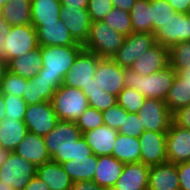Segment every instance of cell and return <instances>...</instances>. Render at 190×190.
<instances>
[{
	"label": "cell",
	"mask_w": 190,
	"mask_h": 190,
	"mask_svg": "<svg viewBox=\"0 0 190 190\" xmlns=\"http://www.w3.org/2000/svg\"><path fill=\"white\" fill-rule=\"evenodd\" d=\"M44 140L50 157L59 164L92 155L90 146L73 121L59 120Z\"/></svg>",
	"instance_id": "6da1fadb"
},
{
	"label": "cell",
	"mask_w": 190,
	"mask_h": 190,
	"mask_svg": "<svg viewBox=\"0 0 190 190\" xmlns=\"http://www.w3.org/2000/svg\"><path fill=\"white\" fill-rule=\"evenodd\" d=\"M175 75L176 71L170 64L162 70L147 76H142L131 68H125L124 84L125 87L140 92L146 99L165 101L172 87Z\"/></svg>",
	"instance_id": "7a4b0ae2"
},
{
	"label": "cell",
	"mask_w": 190,
	"mask_h": 190,
	"mask_svg": "<svg viewBox=\"0 0 190 190\" xmlns=\"http://www.w3.org/2000/svg\"><path fill=\"white\" fill-rule=\"evenodd\" d=\"M83 45L40 47L43 67L38 76L46 80L63 81Z\"/></svg>",
	"instance_id": "3957f363"
},
{
	"label": "cell",
	"mask_w": 190,
	"mask_h": 190,
	"mask_svg": "<svg viewBox=\"0 0 190 190\" xmlns=\"http://www.w3.org/2000/svg\"><path fill=\"white\" fill-rule=\"evenodd\" d=\"M38 47L37 31L31 24L11 26L10 31L0 40V59L8 63Z\"/></svg>",
	"instance_id": "277c9868"
},
{
	"label": "cell",
	"mask_w": 190,
	"mask_h": 190,
	"mask_svg": "<svg viewBox=\"0 0 190 190\" xmlns=\"http://www.w3.org/2000/svg\"><path fill=\"white\" fill-rule=\"evenodd\" d=\"M125 37L103 21H94L83 47L101 58H112L123 45Z\"/></svg>",
	"instance_id": "5b68a950"
},
{
	"label": "cell",
	"mask_w": 190,
	"mask_h": 190,
	"mask_svg": "<svg viewBox=\"0 0 190 190\" xmlns=\"http://www.w3.org/2000/svg\"><path fill=\"white\" fill-rule=\"evenodd\" d=\"M59 120L76 122L88 106L87 96L81 89L61 85L51 99Z\"/></svg>",
	"instance_id": "8992f818"
},
{
	"label": "cell",
	"mask_w": 190,
	"mask_h": 190,
	"mask_svg": "<svg viewBox=\"0 0 190 190\" xmlns=\"http://www.w3.org/2000/svg\"><path fill=\"white\" fill-rule=\"evenodd\" d=\"M37 167L21 156L10 152L5 163L0 167V181L14 190H24L36 175Z\"/></svg>",
	"instance_id": "52a82bcc"
},
{
	"label": "cell",
	"mask_w": 190,
	"mask_h": 190,
	"mask_svg": "<svg viewBox=\"0 0 190 190\" xmlns=\"http://www.w3.org/2000/svg\"><path fill=\"white\" fill-rule=\"evenodd\" d=\"M138 115L145 131L167 132L173 121V114L160 99H145Z\"/></svg>",
	"instance_id": "ba28073f"
},
{
	"label": "cell",
	"mask_w": 190,
	"mask_h": 190,
	"mask_svg": "<svg viewBox=\"0 0 190 190\" xmlns=\"http://www.w3.org/2000/svg\"><path fill=\"white\" fill-rule=\"evenodd\" d=\"M156 43L154 34L132 32L112 59L122 68H131L143 53Z\"/></svg>",
	"instance_id": "9c48e42d"
},
{
	"label": "cell",
	"mask_w": 190,
	"mask_h": 190,
	"mask_svg": "<svg viewBox=\"0 0 190 190\" xmlns=\"http://www.w3.org/2000/svg\"><path fill=\"white\" fill-rule=\"evenodd\" d=\"M99 58L100 57L97 54L83 49L75 58V61L65 75L62 84L78 89L86 87L92 82V78L95 77Z\"/></svg>",
	"instance_id": "30bf717a"
},
{
	"label": "cell",
	"mask_w": 190,
	"mask_h": 190,
	"mask_svg": "<svg viewBox=\"0 0 190 190\" xmlns=\"http://www.w3.org/2000/svg\"><path fill=\"white\" fill-rule=\"evenodd\" d=\"M28 132L44 137L51 132L59 121L51 101L27 105L23 119Z\"/></svg>",
	"instance_id": "8fae6325"
},
{
	"label": "cell",
	"mask_w": 190,
	"mask_h": 190,
	"mask_svg": "<svg viewBox=\"0 0 190 190\" xmlns=\"http://www.w3.org/2000/svg\"><path fill=\"white\" fill-rule=\"evenodd\" d=\"M154 36L157 43L169 49L177 43L190 41V14L176 12Z\"/></svg>",
	"instance_id": "7c38bea8"
},
{
	"label": "cell",
	"mask_w": 190,
	"mask_h": 190,
	"mask_svg": "<svg viewBox=\"0 0 190 190\" xmlns=\"http://www.w3.org/2000/svg\"><path fill=\"white\" fill-rule=\"evenodd\" d=\"M166 136L167 132L144 131L139 136L140 162L149 167L168 162Z\"/></svg>",
	"instance_id": "4fadbf2b"
},
{
	"label": "cell",
	"mask_w": 190,
	"mask_h": 190,
	"mask_svg": "<svg viewBox=\"0 0 190 190\" xmlns=\"http://www.w3.org/2000/svg\"><path fill=\"white\" fill-rule=\"evenodd\" d=\"M125 68L119 66L112 58H99L95 79L99 88L117 96L124 88Z\"/></svg>",
	"instance_id": "5bb4252c"
},
{
	"label": "cell",
	"mask_w": 190,
	"mask_h": 190,
	"mask_svg": "<svg viewBox=\"0 0 190 190\" xmlns=\"http://www.w3.org/2000/svg\"><path fill=\"white\" fill-rule=\"evenodd\" d=\"M168 162L179 164L190 161V129L172 121L166 136Z\"/></svg>",
	"instance_id": "9a60e30c"
},
{
	"label": "cell",
	"mask_w": 190,
	"mask_h": 190,
	"mask_svg": "<svg viewBox=\"0 0 190 190\" xmlns=\"http://www.w3.org/2000/svg\"><path fill=\"white\" fill-rule=\"evenodd\" d=\"M60 19L69 29L73 39L83 45L88 38L89 29L92 24L88 9L62 7Z\"/></svg>",
	"instance_id": "2e32d148"
},
{
	"label": "cell",
	"mask_w": 190,
	"mask_h": 190,
	"mask_svg": "<svg viewBox=\"0 0 190 190\" xmlns=\"http://www.w3.org/2000/svg\"><path fill=\"white\" fill-rule=\"evenodd\" d=\"M169 48L155 43L131 66L136 73L147 76L158 72L170 64Z\"/></svg>",
	"instance_id": "e0dca14e"
},
{
	"label": "cell",
	"mask_w": 190,
	"mask_h": 190,
	"mask_svg": "<svg viewBox=\"0 0 190 190\" xmlns=\"http://www.w3.org/2000/svg\"><path fill=\"white\" fill-rule=\"evenodd\" d=\"M37 31L39 46H73L77 43L70 35L69 29L60 19L57 22L44 23V25H32Z\"/></svg>",
	"instance_id": "ac0fdd59"
},
{
	"label": "cell",
	"mask_w": 190,
	"mask_h": 190,
	"mask_svg": "<svg viewBox=\"0 0 190 190\" xmlns=\"http://www.w3.org/2000/svg\"><path fill=\"white\" fill-rule=\"evenodd\" d=\"M15 154L34 164L36 167L52 160L44 137L28 132L24 140L14 149Z\"/></svg>",
	"instance_id": "d6986e66"
},
{
	"label": "cell",
	"mask_w": 190,
	"mask_h": 190,
	"mask_svg": "<svg viewBox=\"0 0 190 190\" xmlns=\"http://www.w3.org/2000/svg\"><path fill=\"white\" fill-rule=\"evenodd\" d=\"M180 189L177 164L165 162L149 167L148 190Z\"/></svg>",
	"instance_id": "ffe728a7"
},
{
	"label": "cell",
	"mask_w": 190,
	"mask_h": 190,
	"mask_svg": "<svg viewBox=\"0 0 190 190\" xmlns=\"http://www.w3.org/2000/svg\"><path fill=\"white\" fill-rule=\"evenodd\" d=\"M149 166L142 162L125 164L113 190H148Z\"/></svg>",
	"instance_id": "44dd1931"
},
{
	"label": "cell",
	"mask_w": 190,
	"mask_h": 190,
	"mask_svg": "<svg viewBox=\"0 0 190 190\" xmlns=\"http://www.w3.org/2000/svg\"><path fill=\"white\" fill-rule=\"evenodd\" d=\"M117 135V130L106 125L82 133L92 154L96 156H111Z\"/></svg>",
	"instance_id": "7402d4cb"
},
{
	"label": "cell",
	"mask_w": 190,
	"mask_h": 190,
	"mask_svg": "<svg viewBox=\"0 0 190 190\" xmlns=\"http://www.w3.org/2000/svg\"><path fill=\"white\" fill-rule=\"evenodd\" d=\"M125 164L111 156H98L93 182L100 187L113 189L121 176Z\"/></svg>",
	"instance_id": "603a6c76"
},
{
	"label": "cell",
	"mask_w": 190,
	"mask_h": 190,
	"mask_svg": "<svg viewBox=\"0 0 190 190\" xmlns=\"http://www.w3.org/2000/svg\"><path fill=\"white\" fill-rule=\"evenodd\" d=\"M62 83L63 81L40 78L37 74L32 79H28L27 88L25 89L22 98L27 105L51 101L55 91L62 85Z\"/></svg>",
	"instance_id": "cb8c5ba5"
},
{
	"label": "cell",
	"mask_w": 190,
	"mask_h": 190,
	"mask_svg": "<svg viewBox=\"0 0 190 190\" xmlns=\"http://www.w3.org/2000/svg\"><path fill=\"white\" fill-rule=\"evenodd\" d=\"M36 176L46 183L50 190H71L73 184L61 164L53 160L38 166Z\"/></svg>",
	"instance_id": "d4e9b609"
},
{
	"label": "cell",
	"mask_w": 190,
	"mask_h": 190,
	"mask_svg": "<svg viewBox=\"0 0 190 190\" xmlns=\"http://www.w3.org/2000/svg\"><path fill=\"white\" fill-rule=\"evenodd\" d=\"M7 65L8 71L25 79H32L43 67L40 47L30 51L26 55H21L10 60Z\"/></svg>",
	"instance_id": "484cf974"
},
{
	"label": "cell",
	"mask_w": 190,
	"mask_h": 190,
	"mask_svg": "<svg viewBox=\"0 0 190 190\" xmlns=\"http://www.w3.org/2000/svg\"><path fill=\"white\" fill-rule=\"evenodd\" d=\"M27 133L28 128L24 121L4 118L0 122V146L9 152H13L24 140Z\"/></svg>",
	"instance_id": "4316f807"
},
{
	"label": "cell",
	"mask_w": 190,
	"mask_h": 190,
	"mask_svg": "<svg viewBox=\"0 0 190 190\" xmlns=\"http://www.w3.org/2000/svg\"><path fill=\"white\" fill-rule=\"evenodd\" d=\"M98 156L76 158L61 164L73 182L92 181L97 168Z\"/></svg>",
	"instance_id": "83f0119b"
},
{
	"label": "cell",
	"mask_w": 190,
	"mask_h": 190,
	"mask_svg": "<svg viewBox=\"0 0 190 190\" xmlns=\"http://www.w3.org/2000/svg\"><path fill=\"white\" fill-rule=\"evenodd\" d=\"M61 9L60 0H31V25L59 21Z\"/></svg>",
	"instance_id": "f1b7e54d"
},
{
	"label": "cell",
	"mask_w": 190,
	"mask_h": 190,
	"mask_svg": "<svg viewBox=\"0 0 190 190\" xmlns=\"http://www.w3.org/2000/svg\"><path fill=\"white\" fill-rule=\"evenodd\" d=\"M0 15L11 26L31 24V0H9L0 8Z\"/></svg>",
	"instance_id": "f546056e"
},
{
	"label": "cell",
	"mask_w": 190,
	"mask_h": 190,
	"mask_svg": "<svg viewBox=\"0 0 190 190\" xmlns=\"http://www.w3.org/2000/svg\"><path fill=\"white\" fill-rule=\"evenodd\" d=\"M141 145L139 138L118 133L112 156L124 164L140 162Z\"/></svg>",
	"instance_id": "4dcf8cb0"
},
{
	"label": "cell",
	"mask_w": 190,
	"mask_h": 190,
	"mask_svg": "<svg viewBox=\"0 0 190 190\" xmlns=\"http://www.w3.org/2000/svg\"><path fill=\"white\" fill-rule=\"evenodd\" d=\"M132 32L152 34V8L150 0H136L130 10Z\"/></svg>",
	"instance_id": "1f68e13d"
},
{
	"label": "cell",
	"mask_w": 190,
	"mask_h": 190,
	"mask_svg": "<svg viewBox=\"0 0 190 190\" xmlns=\"http://www.w3.org/2000/svg\"><path fill=\"white\" fill-rule=\"evenodd\" d=\"M165 103L172 114L190 105V81H182L176 74Z\"/></svg>",
	"instance_id": "d6a6232c"
},
{
	"label": "cell",
	"mask_w": 190,
	"mask_h": 190,
	"mask_svg": "<svg viewBox=\"0 0 190 190\" xmlns=\"http://www.w3.org/2000/svg\"><path fill=\"white\" fill-rule=\"evenodd\" d=\"M103 22L124 36H128L132 33V21L128 11L113 7Z\"/></svg>",
	"instance_id": "836d02e7"
},
{
	"label": "cell",
	"mask_w": 190,
	"mask_h": 190,
	"mask_svg": "<svg viewBox=\"0 0 190 190\" xmlns=\"http://www.w3.org/2000/svg\"><path fill=\"white\" fill-rule=\"evenodd\" d=\"M170 65L174 70H190V41H183L169 49Z\"/></svg>",
	"instance_id": "e575fe53"
},
{
	"label": "cell",
	"mask_w": 190,
	"mask_h": 190,
	"mask_svg": "<svg viewBox=\"0 0 190 190\" xmlns=\"http://www.w3.org/2000/svg\"><path fill=\"white\" fill-rule=\"evenodd\" d=\"M152 8V34L176 13L167 0H150Z\"/></svg>",
	"instance_id": "d590c367"
},
{
	"label": "cell",
	"mask_w": 190,
	"mask_h": 190,
	"mask_svg": "<svg viewBox=\"0 0 190 190\" xmlns=\"http://www.w3.org/2000/svg\"><path fill=\"white\" fill-rule=\"evenodd\" d=\"M145 97L135 89L125 87L117 95V104H119L127 113H138L142 107Z\"/></svg>",
	"instance_id": "8d00e7d4"
},
{
	"label": "cell",
	"mask_w": 190,
	"mask_h": 190,
	"mask_svg": "<svg viewBox=\"0 0 190 190\" xmlns=\"http://www.w3.org/2000/svg\"><path fill=\"white\" fill-rule=\"evenodd\" d=\"M28 79L7 71L0 86V93L3 95H14L23 97L27 88Z\"/></svg>",
	"instance_id": "74e56055"
},
{
	"label": "cell",
	"mask_w": 190,
	"mask_h": 190,
	"mask_svg": "<svg viewBox=\"0 0 190 190\" xmlns=\"http://www.w3.org/2000/svg\"><path fill=\"white\" fill-rule=\"evenodd\" d=\"M87 96L88 106L98 111H105L117 104V96L103 90L83 91Z\"/></svg>",
	"instance_id": "f35d334b"
},
{
	"label": "cell",
	"mask_w": 190,
	"mask_h": 190,
	"mask_svg": "<svg viewBox=\"0 0 190 190\" xmlns=\"http://www.w3.org/2000/svg\"><path fill=\"white\" fill-rule=\"evenodd\" d=\"M75 123L81 133L96 129L104 125L102 112L88 107Z\"/></svg>",
	"instance_id": "ab89813d"
},
{
	"label": "cell",
	"mask_w": 190,
	"mask_h": 190,
	"mask_svg": "<svg viewBox=\"0 0 190 190\" xmlns=\"http://www.w3.org/2000/svg\"><path fill=\"white\" fill-rule=\"evenodd\" d=\"M6 106L5 119L23 121L27 104L21 97L14 95H3Z\"/></svg>",
	"instance_id": "60d3db41"
},
{
	"label": "cell",
	"mask_w": 190,
	"mask_h": 190,
	"mask_svg": "<svg viewBox=\"0 0 190 190\" xmlns=\"http://www.w3.org/2000/svg\"><path fill=\"white\" fill-rule=\"evenodd\" d=\"M102 115L104 125L118 131L123 126L124 116H127L128 113L119 104H116L103 111Z\"/></svg>",
	"instance_id": "b9f144b4"
},
{
	"label": "cell",
	"mask_w": 190,
	"mask_h": 190,
	"mask_svg": "<svg viewBox=\"0 0 190 190\" xmlns=\"http://www.w3.org/2000/svg\"><path fill=\"white\" fill-rule=\"evenodd\" d=\"M144 131L138 113H128L127 116H124L123 126L120 127L118 133L139 138Z\"/></svg>",
	"instance_id": "7bdbcfd3"
},
{
	"label": "cell",
	"mask_w": 190,
	"mask_h": 190,
	"mask_svg": "<svg viewBox=\"0 0 190 190\" xmlns=\"http://www.w3.org/2000/svg\"><path fill=\"white\" fill-rule=\"evenodd\" d=\"M87 9L92 22L103 21L113 9L112 0H89Z\"/></svg>",
	"instance_id": "ee69618b"
},
{
	"label": "cell",
	"mask_w": 190,
	"mask_h": 190,
	"mask_svg": "<svg viewBox=\"0 0 190 190\" xmlns=\"http://www.w3.org/2000/svg\"><path fill=\"white\" fill-rule=\"evenodd\" d=\"M180 190H190V161L177 164Z\"/></svg>",
	"instance_id": "f6af8a7d"
},
{
	"label": "cell",
	"mask_w": 190,
	"mask_h": 190,
	"mask_svg": "<svg viewBox=\"0 0 190 190\" xmlns=\"http://www.w3.org/2000/svg\"><path fill=\"white\" fill-rule=\"evenodd\" d=\"M173 121L183 128L190 129V105L176 111L173 114Z\"/></svg>",
	"instance_id": "bcb514c9"
},
{
	"label": "cell",
	"mask_w": 190,
	"mask_h": 190,
	"mask_svg": "<svg viewBox=\"0 0 190 190\" xmlns=\"http://www.w3.org/2000/svg\"><path fill=\"white\" fill-rule=\"evenodd\" d=\"M175 12L190 14V0H167Z\"/></svg>",
	"instance_id": "7dc6e473"
},
{
	"label": "cell",
	"mask_w": 190,
	"mask_h": 190,
	"mask_svg": "<svg viewBox=\"0 0 190 190\" xmlns=\"http://www.w3.org/2000/svg\"><path fill=\"white\" fill-rule=\"evenodd\" d=\"M71 190H106V189L98 186L93 181H80V182H73Z\"/></svg>",
	"instance_id": "c3c4849f"
},
{
	"label": "cell",
	"mask_w": 190,
	"mask_h": 190,
	"mask_svg": "<svg viewBox=\"0 0 190 190\" xmlns=\"http://www.w3.org/2000/svg\"><path fill=\"white\" fill-rule=\"evenodd\" d=\"M24 190H50V188L35 175L25 186Z\"/></svg>",
	"instance_id": "681fc988"
},
{
	"label": "cell",
	"mask_w": 190,
	"mask_h": 190,
	"mask_svg": "<svg viewBox=\"0 0 190 190\" xmlns=\"http://www.w3.org/2000/svg\"><path fill=\"white\" fill-rule=\"evenodd\" d=\"M62 7L87 9L89 0H60Z\"/></svg>",
	"instance_id": "f907efd6"
},
{
	"label": "cell",
	"mask_w": 190,
	"mask_h": 190,
	"mask_svg": "<svg viewBox=\"0 0 190 190\" xmlns=\"http://www.w3.org/2000/svg\"><path fill=\"white\" fill-rule=\"evenodd\" d=\"M136 0H112L113 7L130 12Z\"/></svg>",
	"instance_id": "816d5d0a"
},
{
	"label": "cell",
	"mask_w": 190,
	"mask_h": 190,
	"mask_svg": "<svg viewBox=\"0 0 190 190\" xmlns=\"http://www.w3.org/2000/svg\"><path fill=\"white\" fill-rule=\"evenodd\" d=\"M11 25L0 15V40L10 31Z\"/></svg>",
	"instance_id": "f5cc1de1"
},
{
	"label": "cell",
	"mask_w": 190,
	"mask_h": 190,
	"mask_svg": "<svg viewBox=\"0 0 190 190\" xmlns=\"http://www.w3.org/2000/svg\"><path fill=\"white\" fill-rule=\"evenodd\" d=\"M7 71H8L7 62L0 59V86H1L3 78L5 77V74L7 73Z\"/></svg>",
	"instance_id": "db71d44e"
},
{
	"label": "cell",
	"mask_w": 190,
	"mask_h": 190,
	"mask_svg": "<svg viewBox=\"0 0 190 190\" xmlns=\"http://www.w3.org/2000/svg\"><path fill=\"white\" fill-rule=\"evenodd\" d=\"M82 91H94V90H101L97 84V81L94 78H92V82H90L86 87H83L81 89Z\"/></svg>",
	"instance_id": "11a10c76"
},
{
	"label": "cell",
	"mask_w": 190,
	"mask_h": 190,
	"mask_svg": "<svg viewBox=\"0 0 190 190\" xmlns=\"http://www.w3.org/2000/svg\"><path fill=\"white\" fill-rule=\"evenodd\" d=\"M6 117V106L3 94L0 93V122Z\"/></svg>",
	"instance_id": "9f6ffc18"
},
{
	"label": "cell",
	"mask_w": 190,
	"mask_h": 190,
	"mask_svg": "<svg viewBox=\"0 0 190 190\" xmlns=\"http://www.w3.org/2000/svg\"><path fill=\"white\" fill-rule=\"evenodd\" d=\"M182 81H190V70H175Z\"/></svg>",
	"instance_id": "6f0895ef"
},
{
	"label": "cell",
	"mask_w": 190,
	"mask_h": 190,
	"mask_svg": "<svg viewBox=\"0 0 190 190\" xmlns=\"http://www.w3.org/2000/svg\"><path fill=\"white\" fill-rule=\"evenodd\" d=\"M9 151L8 150H5L3 149L1 146H0V167L5 163L6 161V158L7 156L9 155Z\"/></svg>",
	"instance_id": "680465c9"
},
{
	"label": "cell",
	"mask_w": 190,
	"mask_h": 190,
	"mask_svg": "<svg viewBox=\"0 0 190 190\" xmlns=\"http://www.w3.org/2000/svg\"><path fill=\"white\" fill-rule=\"evenodd\" d=\"M0 190H14L12 186L5 185L3 181H0Z\"/></svg>",
	"instance_id": "91938a15"
},
{
	"label": "cell",
	"mask_w": 190,
	"mask_h": 190,
	"mask_svg": "<svg viewBox=\"0 0 190 190\" xmlns=\"http://www.w3.org/2000/svg\"><path fill=\"white\" fill-rule=\"evenodd\" d=\"M9 0H0V8L3 7Z\"/></svg>",
	"instance_id": "94428289"
}]
</instances>
